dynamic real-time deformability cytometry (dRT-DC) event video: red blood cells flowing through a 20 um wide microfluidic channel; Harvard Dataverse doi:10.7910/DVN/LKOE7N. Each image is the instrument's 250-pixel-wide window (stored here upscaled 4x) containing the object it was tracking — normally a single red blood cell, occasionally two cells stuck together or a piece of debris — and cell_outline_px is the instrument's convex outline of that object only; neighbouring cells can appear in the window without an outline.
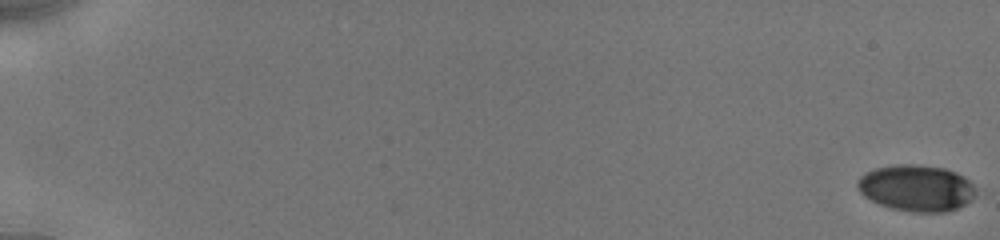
{"species": "human", "species_latin": "Homo sapiens", "temperature_condition": "cold", "stored_images_in_passage": 16, "camera_frame_rate_fps": 3000, "um_per_image_px": 0.085, "donor": {"sex": "male"}, "frame": {"image": 1, "passage_image": 1, "time_ms": 0.0, "image_size_px": [1000, 240], "cell_outline_px": [[976, 196], [964, 204], [956, 208], [944, 212], [912, 212], [892, 208], [880, 204], [864, 196], [860, 192], [856, 184], [860, 176], [864, 172], [876, 168], [896, 164], [912, 164], [944, 168], [956, 172], [964, 176], [976, 188]], "centroid_in_image_um": [77.89, 15.97], "position_along_channel_um": 7.1, "area_um2": 31.96}}